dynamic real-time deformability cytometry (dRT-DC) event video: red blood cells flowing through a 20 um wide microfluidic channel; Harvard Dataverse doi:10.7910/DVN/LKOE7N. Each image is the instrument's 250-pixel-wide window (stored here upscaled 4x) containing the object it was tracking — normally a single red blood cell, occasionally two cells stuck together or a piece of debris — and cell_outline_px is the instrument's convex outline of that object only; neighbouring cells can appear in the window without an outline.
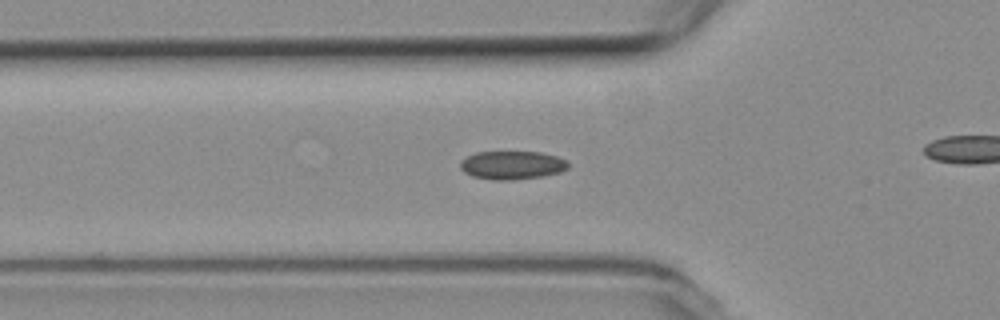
{"species": "common noctule bat (a hibernating species)", "species_latin": "Nyctalus noctula", "temperature_condition": "room temperature", "stored_images_in_passage": 44, "camera_frame_rate_fps": 3000, "um_per_image_px": 0.085, "animal": {"sex": "female", "body_mass_g": 19.3, "forearm_length_mm": 54.1}, "frame": {"image": 1, "passage_image": 17, "time_ms": 5.333, "image_size_px": [1000, 320], "cell_outline_px": [[568, 168], [560, 172], [544, 176], [512, 180], [492, 180], [472, 176], [464, 172], [460, 168], [460, 160], [476, 152], [540, 152], [556, 156], [568, 160]], "centroid_in_image_um": [43.53, 14.04], "position_along_channel_um": 82.3, "area_um2": 17.98}}
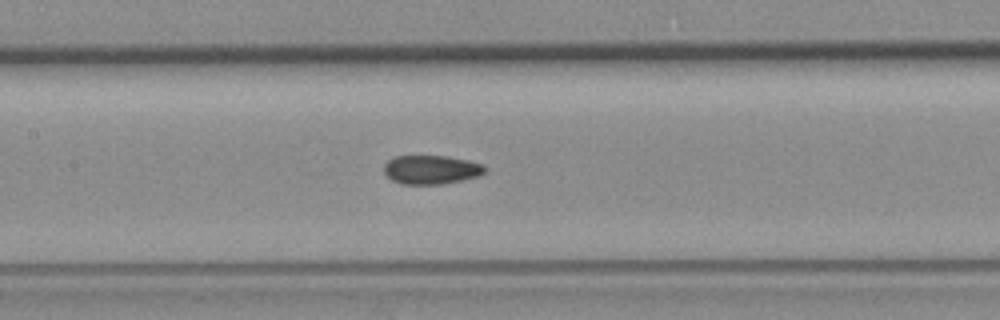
{"frame": {"image": 2, "passage_image": 24, "time_ms": 7.667, "image_size_px": [1000, 320], "cell_outline_px": [[488, 168], [480, 176], [464, 180], [444, 184], [400, 184], [392, 180], [384, 172], [384, 164], [388, 160], [396, 156], [444, 156], [468, 160], [484, 164]], "centroid_in_image_um": [36.69, 14.43], "position_along_channel_um": 170.7, "area_um2": 17.17}}
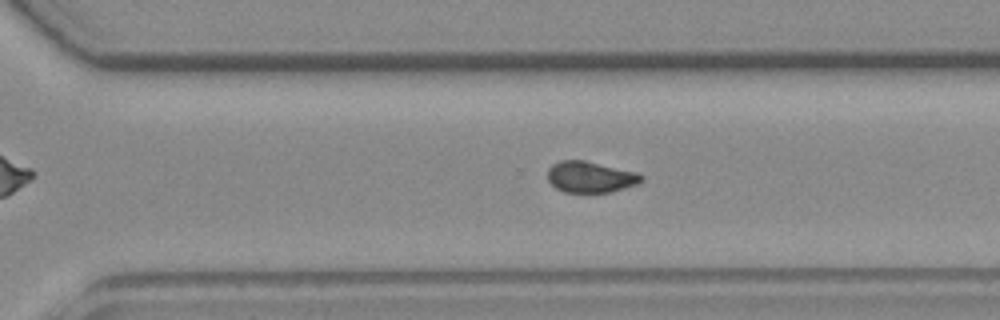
{"frame": {"image": 3, "passage_image": 36, "time_ms": 11.667, "image_size_px": [1000, 320], "cell_outline_px": [[644, 180], [640, 184], [608, 192], [564, 192], [556, 188], [548, 180], [548, 168], [552, 164], [560, 160], [584, 160], [636, 172], [644, 176]], "centroid_in_image_um": [50.2, 15.04], "position_along_channel_um": 320.4, "area_um2": 17.05}, "authors_computed_cell_mechanics": {"area_um2": 17.6001, "velocity_mm_per_s": 3.7525, "shape_relaxation_time_tau1_ms": null, "shape_relaxation_time_tau2_ms": 2.4071, "deformation_change_tau1": null, "deformation_change_tau2": 0.0661}}